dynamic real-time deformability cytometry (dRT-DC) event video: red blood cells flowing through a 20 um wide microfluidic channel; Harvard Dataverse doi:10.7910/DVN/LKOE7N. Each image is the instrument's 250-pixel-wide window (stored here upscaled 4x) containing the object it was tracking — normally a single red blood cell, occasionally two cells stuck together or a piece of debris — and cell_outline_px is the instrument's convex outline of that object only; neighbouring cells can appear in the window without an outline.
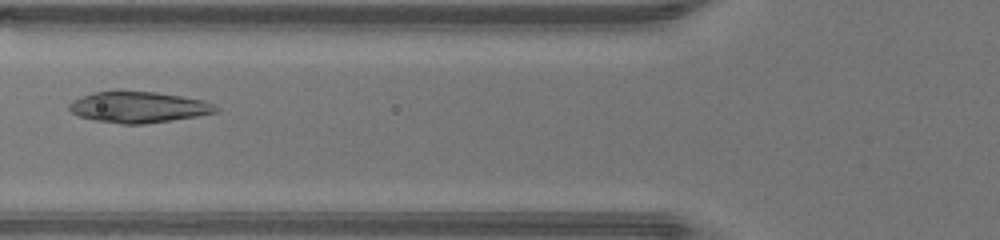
{"species": "human", "species_latin": "Homo sapiens", "temperature_condition": "warm", "stored_images_in_passage": 29, "camera_frame_rate_fps": 3000, "um_per_image_px": 0.085, "donor": {"sex": "male"}, "frame": {"image": 1, "passage_image": 4, "time_ms": 1.0, "image_size_px": [1000, 240], "cell_outline_px": [[220, 112], [172, 120], [144, 124], [124, 124], [96, 120], [80, 116], [72, 112], [68, 108], [68, 104], [72, 100], [80, 96], [96, 92], [116, 88], [156, 92], [204, 100], [220, 108]], "centroid_in_image_um": [11.75, 9.07], "position_along_channel_um": 114.0, "area_um2": 27.11}}
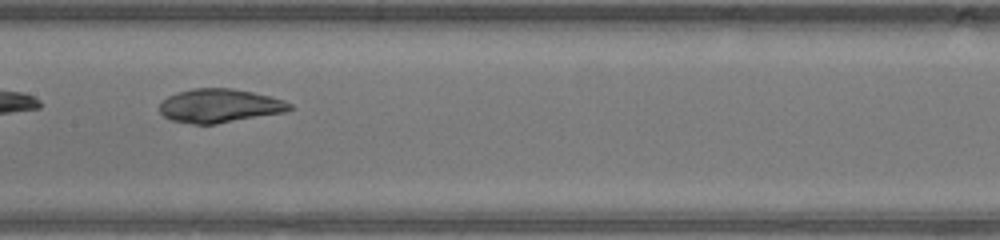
{"frame": {"image": 2, "passage_image": 9, "time_ms": 2.667, "image_size_px": [1000, 240], "cell_outline_px": [[292, 108], [284, 112], [216, 124], [192, 124], [172, 120], [164, 116], [160, 112], [160, 104], [168, 96], [176, 92], [192, 88], [232, 88], [252, 92], [284, 100], [292, 104]], "centroid_in_image_um": [18.65, 8.98], "position_along_channel_um": 188.8, "area_um2": 25.43}}
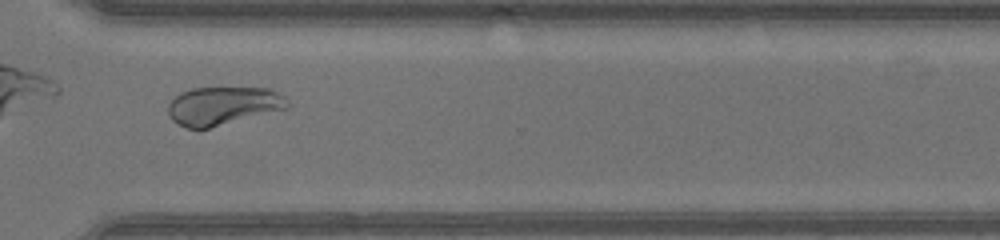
{"frame": {"image": 3, "passage_image": 20, "time_ms": 6.333, "image_size_px": [1000, 240], "cell_outline_px": [[292, 104], [288, 108], [208, 128], [188, 128], [172, 120], [168, 116], [168, 104], [180, 92], [192, 88], [268, 88], [284, 96]], "centroid_in_image_um": [18.96, 8.98], "position_along_channel_um": 351.6, "area_um2": 26.47}, "authors_computed_cell_mechanics": {"area_um2": 26.5302, "velocity_mm_per_s": 4.455, "shape_relaxation_time_tau1_ms": 3.4951, "shape_relaxation_time_tau2_ms": 0.8231, "deformation_change_tau1": 0.1469, "deformation_change_tau2": 0.0413}}